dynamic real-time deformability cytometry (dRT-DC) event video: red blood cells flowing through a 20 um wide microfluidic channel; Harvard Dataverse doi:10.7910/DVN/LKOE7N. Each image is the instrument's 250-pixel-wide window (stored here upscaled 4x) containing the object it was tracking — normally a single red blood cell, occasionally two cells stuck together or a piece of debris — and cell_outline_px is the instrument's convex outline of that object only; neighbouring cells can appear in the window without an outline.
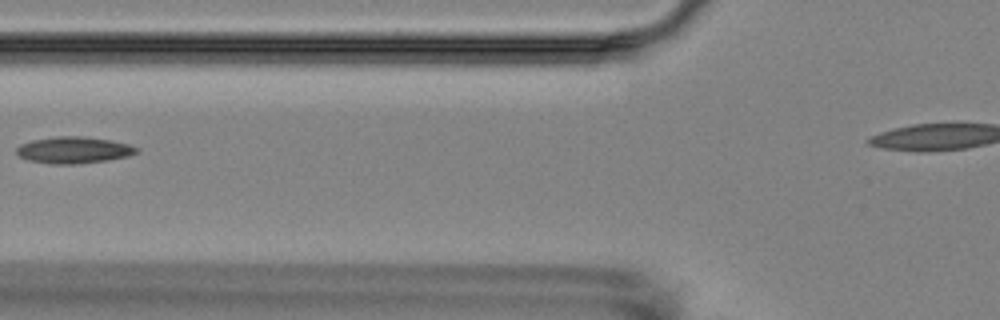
{"species": "Egyptian fruit bat (a non-hibernating species)", "species_latin": "Rousettus aegyptiacus", "temperature_condition": "room temperature", "stored_images_in_passage": 3, "camera_frame_rate_fps": 3000, "um_per_image_px": 0.085, "animal": {"sex": "female"}, "frame": {"image": 1, "passage_image": 3, "time_ms": 2.333, "image_size_px": [1000, 320], "cell_outline_px": [[140, 148], [136, 152], [128, 156], [108, 160], [76, 164], [52, 164], [28, 160], [20, 156], [16, 152], [16, 148], [20, 144], [32, 140], [56, 136], [84, 136], [112, 140], [128, 144]], "centroid_in_image_um": [6.27, 12.75], "position_along_channel_um": 119.5, "area_um2": 18.67}}